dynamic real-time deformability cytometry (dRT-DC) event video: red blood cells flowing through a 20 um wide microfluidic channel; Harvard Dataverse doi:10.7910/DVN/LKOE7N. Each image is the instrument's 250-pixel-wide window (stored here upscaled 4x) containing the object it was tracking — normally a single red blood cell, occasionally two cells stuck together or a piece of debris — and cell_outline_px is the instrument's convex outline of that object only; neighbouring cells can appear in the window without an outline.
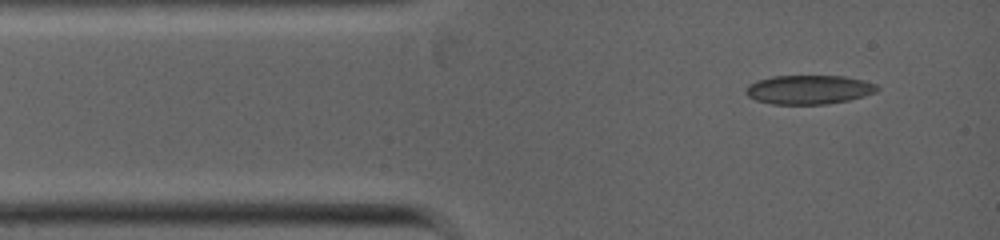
{"species": "common noctule bat (a hibernating species)", "species_latin": "Nyctalus noctula", "temperature_condition": "warm", "stored_images_in_passage": 24, "camera_frame_rate_fps": 5000, "um_per_image_px": 0.085, "animal": {"sex": "female", "body_mass_g": 19.0, "forearm_length_mm": 53.3}, "frame": {"image": 1, "passage_image": 1, "time_ms": 0.0, "image_size_px": [1000, 240], "cell_outline_px": [[880, 88], [876, 92], [864, 96], [848, 100], [828, 104], [772, 104], [756, 100], [748, 96], [744, 92], [744, 88], [748, 84], [756, 80], [772, 76], [844, 76], [864, 80], [876, 84]], "centroid_in_image_um": [68.73, 7.61], "position_along_channel_um": 16.3, "area_um2": 22.43}}
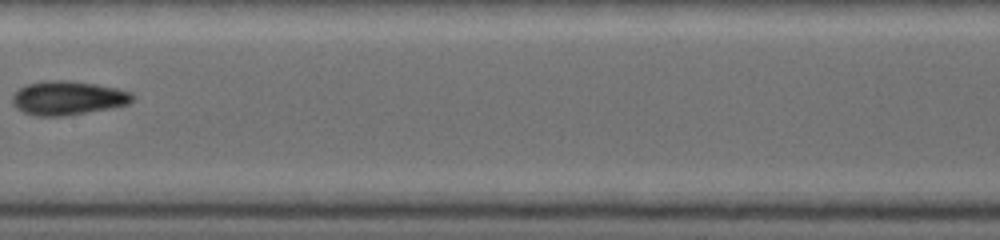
{"frame": {"image": 2, "passage_image": 10, "time_ms": 4.4, "image_size_px": [1000, 240], "cell_outline_px": [[136, 96], [128, 104], [112, 108], [64, 116], [36, 116], [24, 112], [16, 108], [12, 104], [12, 96], [20, 88], [28, 84], [44, 80], [64, 80], [96, 84], [116, 88], [132, 92]], "centroid_in_image_um": [5.78, 8.33], "position_along_channel_um": 201.6, "area_um2": 23.81}}
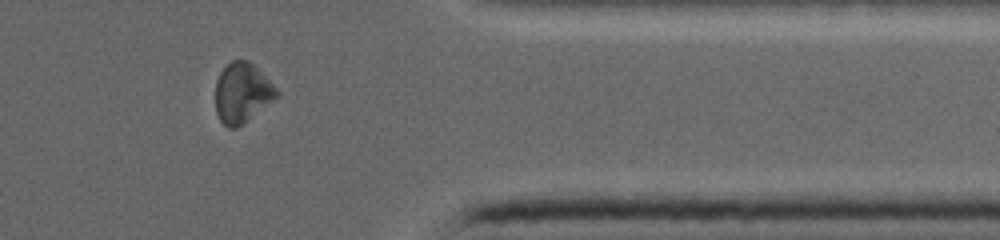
{"frame": {"image": 3, "passage_image": 20, "time_ms": 8.4, "image_size_px": [1000, 240], "cell_outline_px": [[280, 96], [236, 128], [228, 128], [220, 120], [216, 112], [216, 80], [220, 72], [232, 60], [248, 60], [280, 92]], "centroid_in_image_um": [20.58, 7.9], "position_along_channel_um": 390.8, "area_um2": 21.1}}